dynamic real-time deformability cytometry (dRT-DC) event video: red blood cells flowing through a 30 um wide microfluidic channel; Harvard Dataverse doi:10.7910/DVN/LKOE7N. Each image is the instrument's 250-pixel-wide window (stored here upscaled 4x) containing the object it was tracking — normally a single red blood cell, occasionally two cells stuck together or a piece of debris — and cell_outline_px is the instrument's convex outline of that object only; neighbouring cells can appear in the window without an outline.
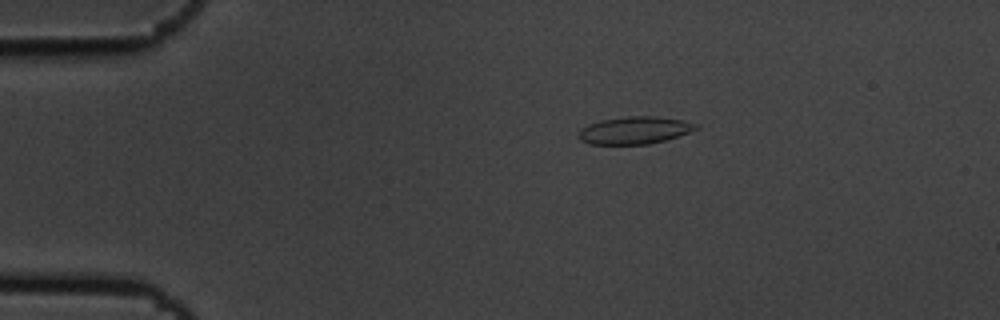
{"species": "common noctule bat (a hibernating species)", "species_latin": "Nyctalus noctula", "temperature_condition": "cold", "stored_images_in_passage": 5, "camera_frame_rate_fps": 3000, "um_per_image_px": 0.085, "animal": {"sex": "male", "body_mass_g": 19.5, "forearm_length_mm": 54.6}, "frame": {"image": 1, "passage_image": 3, "time_ms": 0.667, "image_size_px": [1000, 320], "cell_outline_px": [[700, 128], [664, 140], [648, 144], [588, 144], [580, 140], [580, 128], [588, 124], [600, 120], [628, 116], [656, 116], [684, 120], [700, 124]], "centroid_in_image_um": [53.96, 11.06], "position_along_channel_um": 31.0, "area_um2": 18.73}}